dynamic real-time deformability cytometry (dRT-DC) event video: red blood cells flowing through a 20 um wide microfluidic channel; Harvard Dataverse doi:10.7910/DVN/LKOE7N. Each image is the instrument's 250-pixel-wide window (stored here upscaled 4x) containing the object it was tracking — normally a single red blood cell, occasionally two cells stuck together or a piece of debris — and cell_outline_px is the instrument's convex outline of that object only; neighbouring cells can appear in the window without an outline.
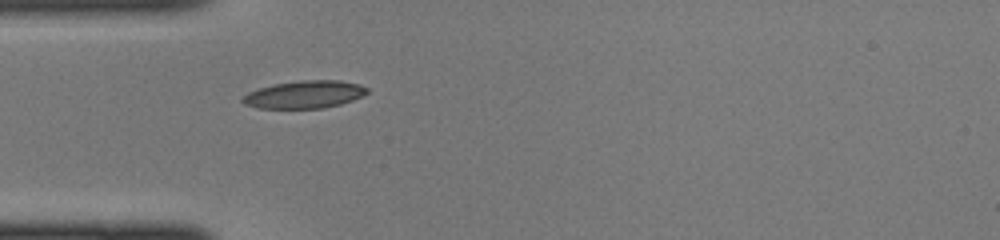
{"species": "common noctule bat (a hibernating species)", "species_latin": "Nyctalus noctula", "temperature_condition": "cold", "stored_images_in_passage": 32, "camera_frame_rate_fps": 3000, "um_per_image_px": 0.085, "animal": {"sex": "female", "body_mass_g": 22.0, "forearm_length_mm": 56.7}, "frame": {"image": 1, "passage_image": 1, "time_ms": 0.0, "image_size_px": [1000, 240], "cell_outline_px": [[368, 92], [364, 96], [340, 104], [324, 108], [256, 108], [244, 104], [240, 100], [248, 92], [260, 88], [276, 84], [300, 80], [340, 80], [360, 84], [368, 88]], "centroid_in_image_um": [25.91, 8.03], "position_along_channel_um": 59.1, "area_um2": 20.06}}
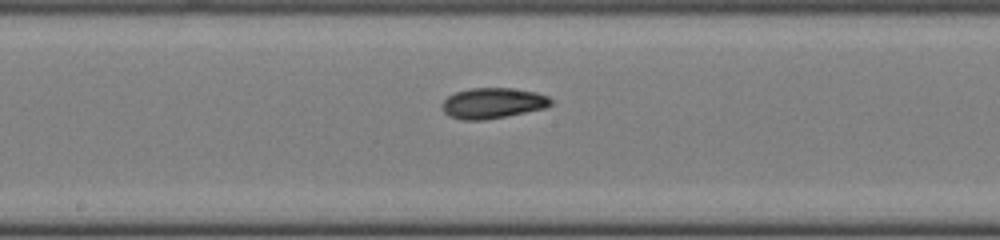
{"frame": {"image": 2, "passage_image": 11, "time_ms": 3.333, "image_size_px": [1000, 240], "cell_outline_px": [[552, 104], [544, 108], [484, 120], [460, 120], [448, 116], [444, 112], [440, 104], [448, 96], [456, 92], [472, 88], [512, 88], [536, 92], [548, 96], [552, 100]], "centroid_in_image_um": [41.85, 8.77], "position_along_channel_um": 206.4, "area_um2": 19.36}}
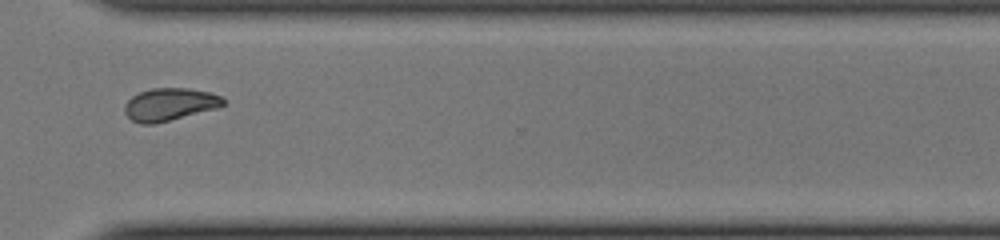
{"frame": {"image": 3, "passage_image": 21, "time_ms": 6.667, "image_size_px": [1000, 240], "cell_outline_px": [[224, 104], [220, 108], [156, 124], [140, 124], [132, 120], [124, 112], [124, 104], [132, 96], [140, 92], [152, 88], [188, 88], [208, 92], [220, 96], [224, 100]], "centroid_in_image_um": [14.42, 8.89], "position_along_channel_um": 356.2, "area_um2": 18.9}}